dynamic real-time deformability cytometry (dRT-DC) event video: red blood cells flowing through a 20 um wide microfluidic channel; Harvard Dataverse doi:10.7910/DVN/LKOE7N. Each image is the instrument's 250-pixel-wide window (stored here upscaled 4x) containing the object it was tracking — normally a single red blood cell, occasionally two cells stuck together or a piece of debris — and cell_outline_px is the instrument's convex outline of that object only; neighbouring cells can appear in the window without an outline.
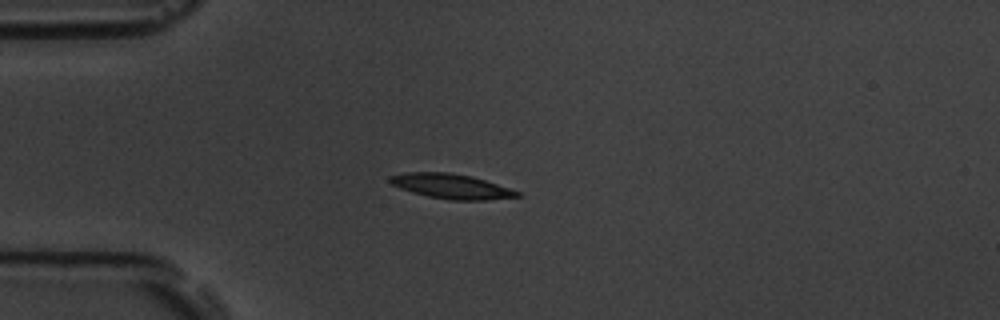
{"species": "common noctule bat (a hibernating species)", "species_latin": "Nyctalus noctula", "temperature_condition": "room temperature", "stored_images_in_passage": 14, "camera_frame_rate_fps": 3000, "um_per_image_px": 0.085, "animal": {"sex": "male", "body_mass_g": 19.5, "forearm_length_mm": 54.6}, "frame": {"image": 1, "passage_image": 3, "time_ms": 3.333, "image_size_px": [1000, 320], "cell_outline_px": [[524, 196], [488, 200], [448, 200], [428, 196], [412, 192], [400, 188], [392, 184], [388, 180], [388, 176], [404, 172], [448, 172], [472, 176], [520, 192]], "centroid_in_image_um": [38.35, 15.83], "position_along_channel_um": 46.7, "area_um2": 18.44}}
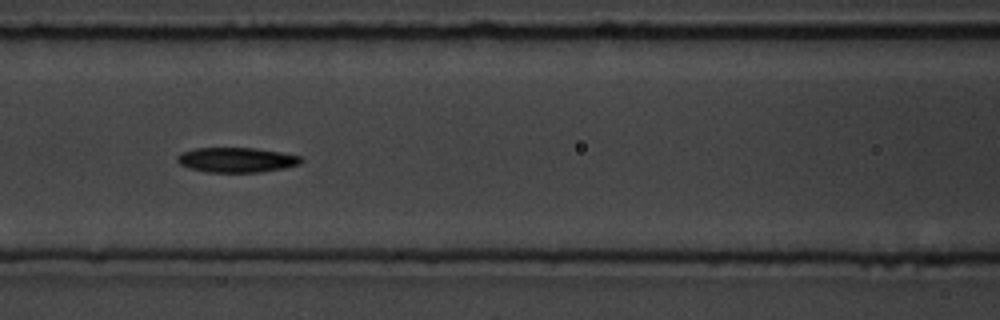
{"frame": {"image": 2, "passage_image": 6, "time_ms": 6.667, "image_size_px": [1000, 320], "cell_outline_px": [[304, 160], [300, 164], [284, 168], [260, 172], [208, 172], [188, 168], [180, 164], [176, 160], [176, 156], [180, 152], [196, 148], [252, 148], [280, 152], [300, 156]], "centroid_in_image_um": [20.08, 13.59], "position_along_channel_um": 146.5, "area_um2": 17.98}}
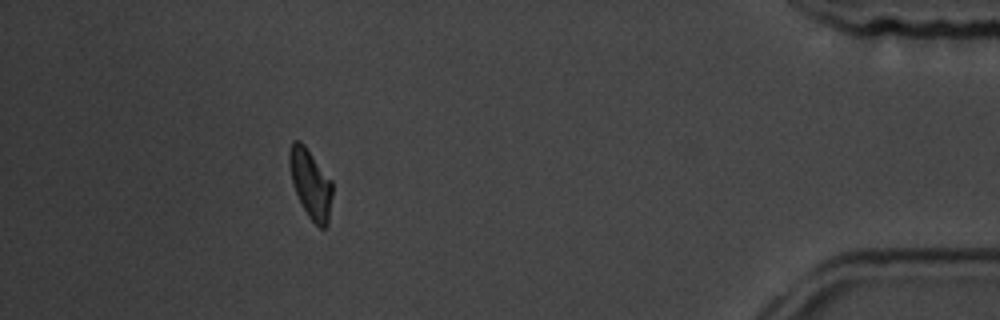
{"frame": {"image": 3, "passage_image": 13, "time_ms": 15.667, "image_size_px": [1000, 320], "cell_outline_px": [[332, 196], [328, 224], [324, 228], [320, 228], [308, 216], [296, 192], [292, 180], [288, 164], [288, 152], [292, 140], [300, 140], [304, 144], [332, 180]], "centroid_in_image_um": [26.4, 15.58], "position_along_channel_um": 408.8, "area_um2": 17.28}, "authors_computed_cell_mechanics": {"area_um2": 17.7446, "velocity_mm_per_s": 3.5216, "shape_relaxation_time_tau1_ms": 3.3967, "shape_relaxation_time_tau2_ms": 11.3523, "deformation_change_tau1": 0.1029, "deformation_change_tau2": 0.2005}}